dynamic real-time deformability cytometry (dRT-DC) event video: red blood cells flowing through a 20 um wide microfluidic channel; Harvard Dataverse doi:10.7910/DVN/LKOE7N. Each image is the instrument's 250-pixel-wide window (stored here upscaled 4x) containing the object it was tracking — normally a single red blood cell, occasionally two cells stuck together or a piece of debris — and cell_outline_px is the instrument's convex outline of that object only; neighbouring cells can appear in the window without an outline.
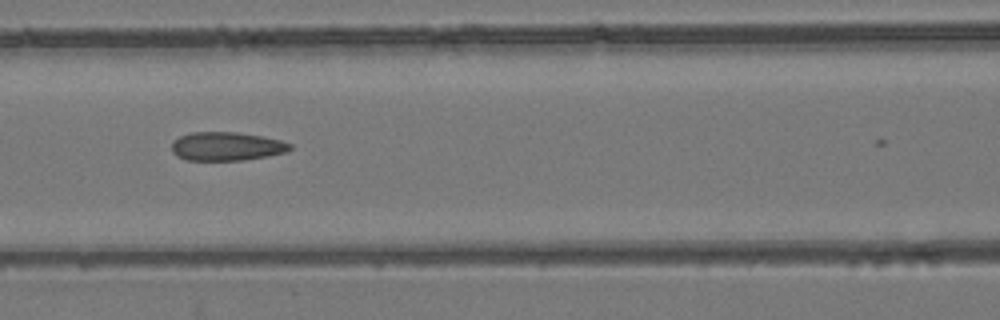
{"species": "common noctule bat (a hibernating species)", "species_latin": "Nyctalus noctula", "temperature_condition": "room temperature", "stored_images_in_passage": 7, "camera_frame_rate_fps": 3000, "um_per_image_px": 0.085, "animal": {"sex": "female", "body_mass_g": 24.6, "forearm_length_mm": 56.2}, "frame": {"image": 1, "passage_image": 6, "time_ms": 1.667, "image_size_px": [1000, 320], "cell_outline_px": [[292, 148], [288, 152], [268, 156], [244, 160], [188, 160], [176, 156], [172, 152], [172, 140], [180, 136], [192, 132], [236, 132], [264, 136], [280, 140], [292, 144]], "centroid_in_image_um": [19.27, 12.44], "position_along_channel_um": 147.3, "area_um2": 19.94}}